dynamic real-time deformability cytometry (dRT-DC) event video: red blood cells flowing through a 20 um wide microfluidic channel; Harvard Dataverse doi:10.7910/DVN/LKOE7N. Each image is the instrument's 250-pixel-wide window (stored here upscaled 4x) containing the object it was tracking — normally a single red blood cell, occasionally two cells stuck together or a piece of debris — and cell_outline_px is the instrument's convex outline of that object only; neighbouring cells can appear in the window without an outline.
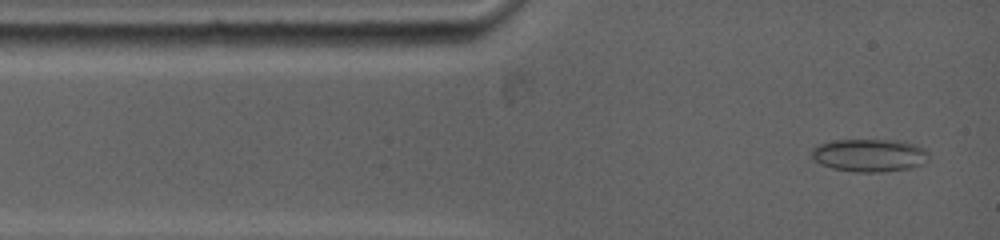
{"species": "common noctule bat (a hibernating species)", "species_latin": "Nyctalus noctula", "temperature_condition": "warm", "stored_images_in_passage": 52, "camera_frame_rate_fps": 5000, "um_per_image_px": 0.085, "animal": {"sex": "female", "body_mass_g": 19.0, "forearm_length_mm": 53.3}, "frame": {"image": 1, "passage_image": 3, "time_ms": 0.4, "image_size_px": [1000, 240], "cell_outline_px": [[928, 160], [924, 164], [912, 168], [880, 172], [852, 172], [832, 168], [820, 164], [812, 156], [812, 148], [816, 144], [832, 140], [904, 140], [916, 144], [924, 148], [928, 152]], "centroid_in_image_um": [73.93, 13.19], "position_along_channel_um": 11.1, "area_um2": 22.83}}
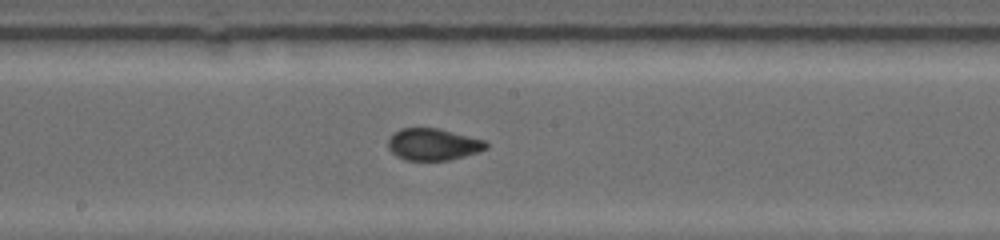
{"frame": {"image": 2, "passage_image": 33, "time_ms": 6.4, "image_size_px": [1000, 240], "cell_outline_px": [[488, 148], [480, 152], [448, 160], [404, 160], [396, 156], [388, 148], [388, 140], [400, 128], [440, 128], [484, 140], [488, 144]], "centroid_in_image_um": [36.83, 12.27], "position_along_channel_um": 211.4, "area_um2": 18.21}}
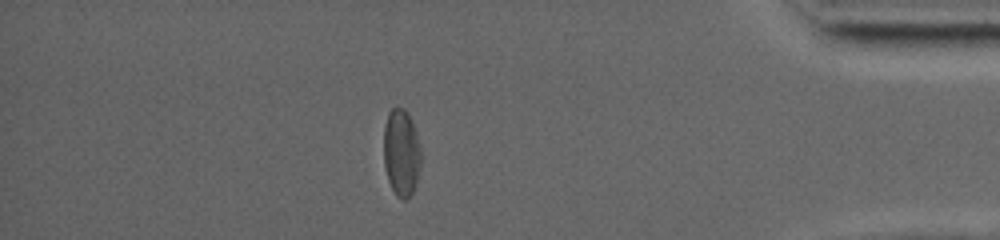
{"frame": {"image": 3, "passage_image": 51, "time_ms": 12.4, "image_size_px": [1000, 240], "cell_outline_px": [[420, 164], [416, 184], [412, 192], [404, 200], [400, 200], [396, 196], [388, 180], [384, 168], [384, 124], [388, 112], [396, 104], [404, 108], [408, 112], [416, 132], [420, 148]], "centroid_in_image_um": [34.09, 12.93], "position_along_channel_um": 401.1, "area_um2": 19.13}}